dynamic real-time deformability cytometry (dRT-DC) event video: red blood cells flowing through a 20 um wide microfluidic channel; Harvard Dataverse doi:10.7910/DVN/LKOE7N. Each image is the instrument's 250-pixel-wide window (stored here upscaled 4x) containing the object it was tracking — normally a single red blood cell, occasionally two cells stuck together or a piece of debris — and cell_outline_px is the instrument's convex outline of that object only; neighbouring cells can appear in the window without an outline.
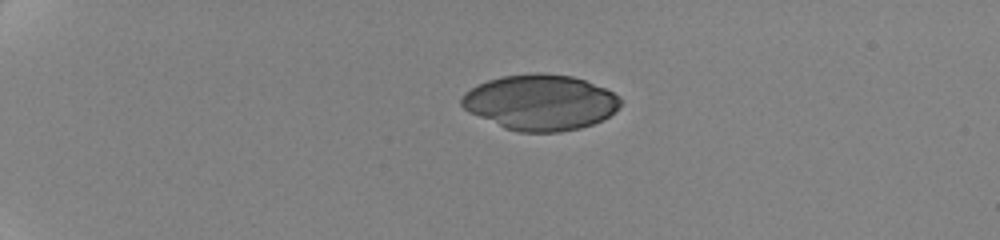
{"species": "human", "species_latin": "Homo sapiens", "temperature_condition": "cold", "stored_images_in_passage": 65, "camera_frame_rate_fps": 3000, "um_per_image_px": 0.085, "donor": {"sex": "female"}, "frame": {"image": 1, "passage_image": 1, "time_ms": 0.0, "image_size_px": [1000, 240], "cell_outline_px": [[624, 100], [608, 116], [592, 124], [580, 128], [560, 132], [520, 132], [504, 128], [468, 112], [460, 104], [460, 96], [464, 92], [488, 80], [504, 76], [536, 72], [540, 72], [572, 76], [584, 80], [604, 88], [620, 96]], "centroid_in_image_um": [45.9, 8.7], "position_along_channel_um": 39.1, "area_um2": 51.38}}
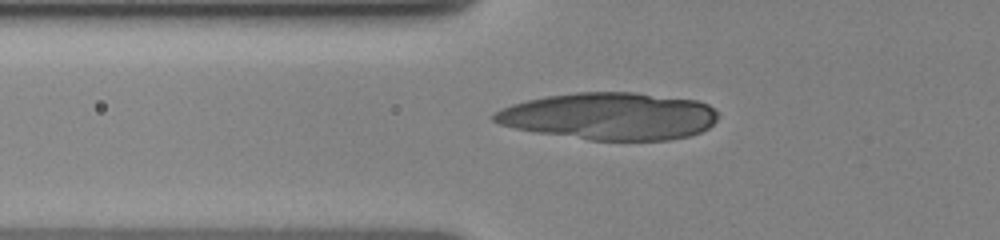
{"frame": {"image": 2, "passage_image": 19, "time_ms": 3.0, "image_size_px": [1000, 240], "cell_outline_px": [[720, 116], [708, 128], [700, 132], [688, 136], [668, 140], [588, 140], [536, 132], [516, 128], [500, 124], [492, 120], [492, 116], [496, 112], [512, 104], [528, 100], [548, 96], [576, 92], [632, 92], [696, 100], [708, 104]], "centroid_in_image_um": [51.84, 9.88], "position_along_channel_um": 74.0, "area_um2": 61.33}}